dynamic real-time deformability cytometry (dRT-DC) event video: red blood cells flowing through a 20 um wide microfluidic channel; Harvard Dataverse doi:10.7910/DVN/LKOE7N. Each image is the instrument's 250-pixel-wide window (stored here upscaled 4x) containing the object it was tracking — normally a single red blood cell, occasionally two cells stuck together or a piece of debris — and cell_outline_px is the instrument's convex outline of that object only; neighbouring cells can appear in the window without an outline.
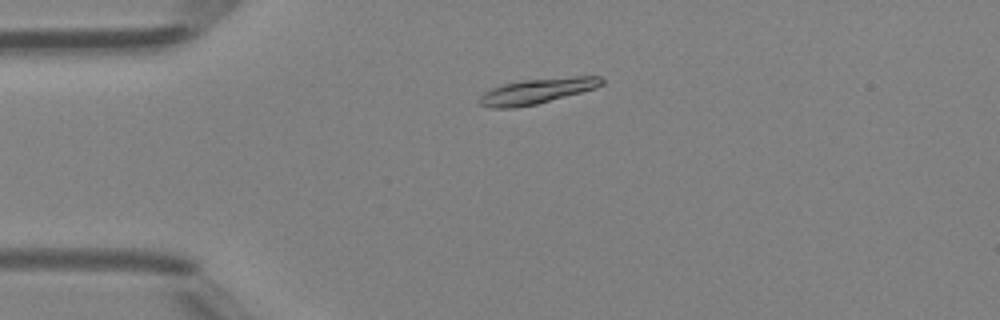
{"species": "Egyptian fruit bat (a non-hibernating species)", "species_latin": "Rousettus aegyptiacus", "temperature_condition": "room temperature", "stored_images_in_passage": 46, "camera_frame_rate_fps": 3000, "um_per_image_px": 0.085, "animal": {"sex": "female"}, "frame": {"image": 1, "passage_image": 10, "time_ms": 3.0, "image_size_px": [1000, 320], "cell_outline_px": [[604, 84], [596, 88], [536, 104], [516, 108], [492, 108], [480, 104], [480, 96], [484, 92], [492, 88], [504, 84], [524, 80], [576, 76], [600, 76], [604, 80]], "centroid_in_image_um": [45.67, 7.74], "position_along_channel_um": 39.3, "area_um2": 17.86}}
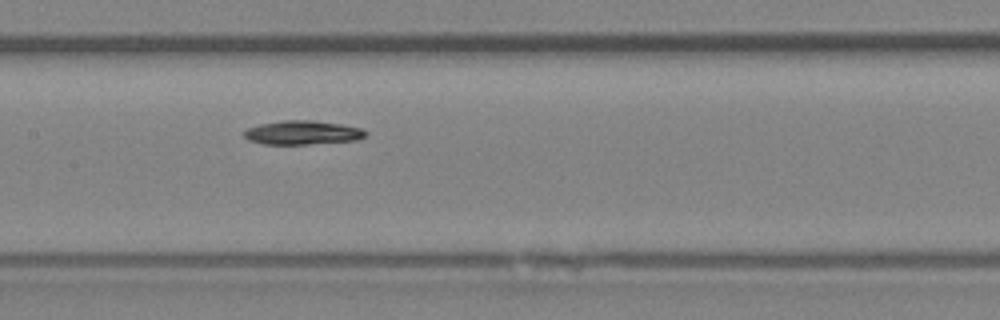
{"frame": {"image": 2, "passage_image": 22, "time_ms": 7.0, "image_size_px": [1000, 320], "cell_outline_px": [[368, 136], [356, 140], [308, 144], [264, 144], [248, 140], [244, 136], [244, 132], [248, 128], [260, 124], [284, 120], [312, 120], [340, 124], [364, 128], [368, 132]], "centroid_in_image_um": [25.76, 11.27], "position_along_channel_um": 181.6, "area_um2": 16.99}}
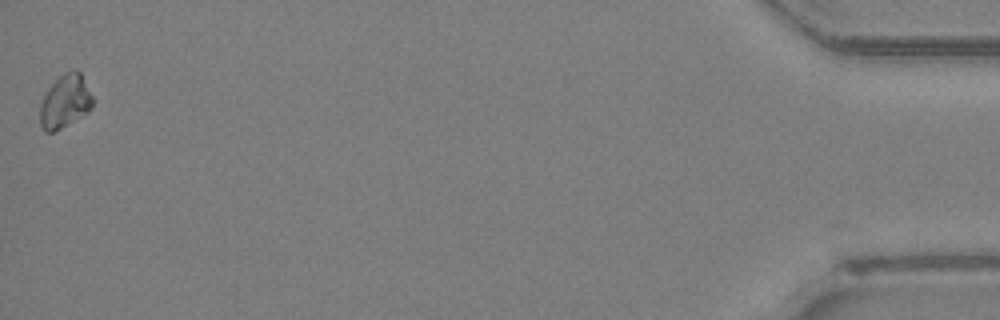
{"frame": {"image": 3, "passage_image": 46, "time_ms": 15.0, "image_size_px": [1000, 320], "cell_outline_px": [[92, 108], [88, 112], [60, 128], [52, 132], [44, 132], [40, 124], [40, 104], [48, 88], [64, 72], [76, 68], [80, 72], [92, 96]], "centroid_in_image_um": [5.52, 8.61], "position_along_channel_um": 429.7, "area_um2": 16.13}}